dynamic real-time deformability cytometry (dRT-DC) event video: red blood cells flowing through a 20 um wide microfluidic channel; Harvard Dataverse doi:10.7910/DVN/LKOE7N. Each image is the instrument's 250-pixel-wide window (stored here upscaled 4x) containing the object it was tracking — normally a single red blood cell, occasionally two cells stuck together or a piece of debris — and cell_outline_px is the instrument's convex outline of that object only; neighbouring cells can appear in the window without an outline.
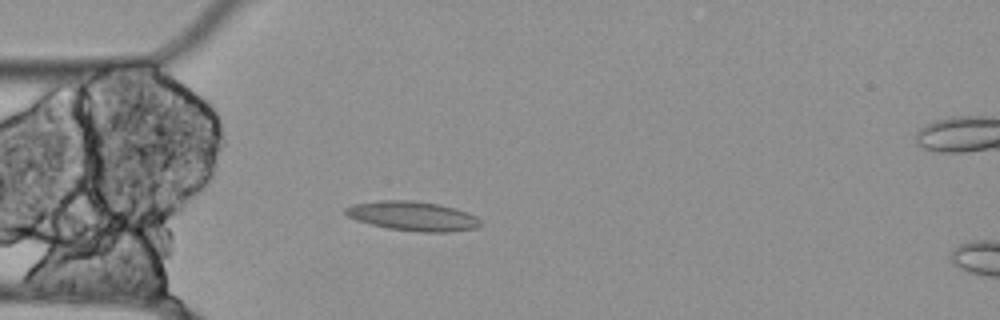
{"species": "Egyptian fruit bat (a non-hibernating species)", "species_latin": "Rousettus aegyptiacus", "temperature_condition": "cold", "stored_images_in_passage": 44, "camera_frame_rate_fps": 3000, "um_per_image_px": 0.085, "animal": {"sex": "female"}, "frame": {"image": 1, "passage_image": 6, "time_ms": 1.667, "image_size_px": [1000, 320], "cell_outline_px": [[480, 224], [476, 228], [448, 232], [420, 232], [388, 228], [356, 220], [348, 216], [344, 212], [344, 208], [352, 204], [376, 200], [412, 200], [440, 204], [456, 208], [468, 212], [476, 216], [480, 220]], "centroid_in_image_um": [35.07, 18.35], "position_along_channel_um": 49.9, "area_um2": 23.24}}
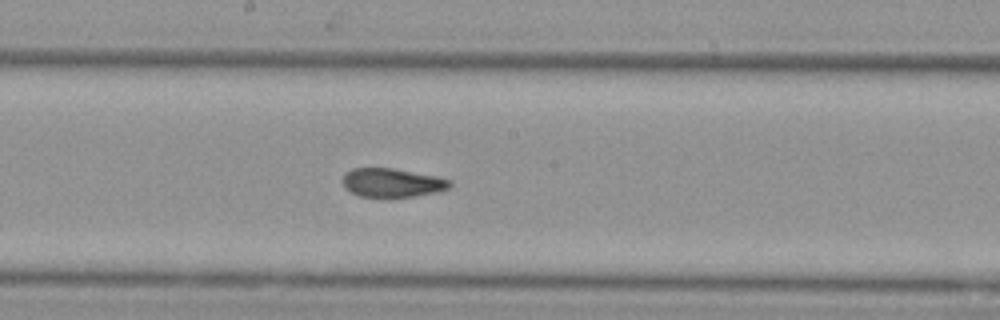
{"frame": {"image": 2, "passage_image": 20, "time_ms": 6.333, "image_size_px": [1000, 320], "cell_outline_px": [[452, 184], [448, 188], [436, 192], [392, 200], [380, 200], [360, 196], [344, 188], [344, 176], [352, 168], [392, 168], [436, 176], [452, 180]], "centroid_in_image_um": [33.34, 15.58], "position_along_channel_um": 214.9, "area_um2": 18.55}}
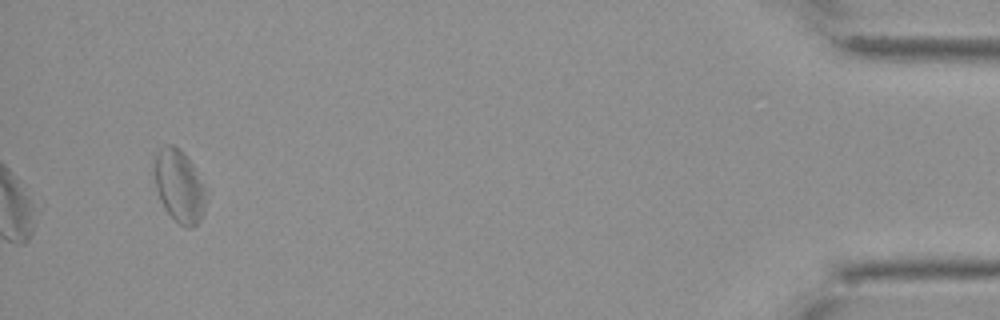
{"frame": {"image": 3, "passage_image": 44, "time_ms": 14.333, "image_size_px": [1000, 320], "cell_outline_px": [[204, 212], [200, 220], [192, 228], [188, 228], [180, 224], [164, 208], [160, 200], [156, 188], [156, 152], [164, 144], [172, 144], [192, 164], [204, 188]], "centroid_in_image_um": [15.22, 15.85], "position_along_channel_um": 420.0, "area_um2": 20.92}, "authors_computed_cell_mechanics": {"area_um2": 20.1144, "velocity_mm_per_s": 3.5074, "shape_relaxation_time_tau1_ms": null, "shape_relaxation_time_tau2_ms": 3.9147, "deformation_change_tau1": null, "deformation_change_tau2": 0.0679}}